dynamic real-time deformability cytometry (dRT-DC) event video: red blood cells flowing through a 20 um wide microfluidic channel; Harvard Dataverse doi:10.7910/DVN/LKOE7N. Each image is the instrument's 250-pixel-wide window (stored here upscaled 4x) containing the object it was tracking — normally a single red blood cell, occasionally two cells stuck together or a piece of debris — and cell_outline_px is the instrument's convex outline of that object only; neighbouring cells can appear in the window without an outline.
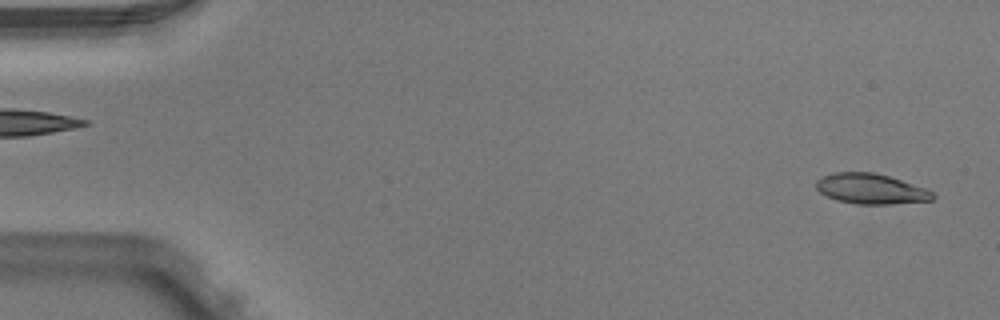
{"species": "Egyptian fruit bat (a non-hibernating species)", "species_latin": "Rousettus aegyptiacus", "temperature_condition": "warm", "stored_images_in_passage": 6, "camera_frame_rate_fps": 3000, "um_per_image_px": 0.085, "animal": {"sex": "male"}, "frame": {"image": 1, "passage_image": 6, "time_ms": 1.667, "image_size_px": [1000, 320], "cell_outline_px": [[936, 196], [932, 200], [888, 204], [856, 204], [836, 200], [820, 192], [816, 188], [816, 180], [832, 172], [876, 172], [924, 188], [932, 192]], "centroid_in_image_um": [73.99, 16.05], "position_along_channel_um": 11.0, "area_um2": 20.4}}